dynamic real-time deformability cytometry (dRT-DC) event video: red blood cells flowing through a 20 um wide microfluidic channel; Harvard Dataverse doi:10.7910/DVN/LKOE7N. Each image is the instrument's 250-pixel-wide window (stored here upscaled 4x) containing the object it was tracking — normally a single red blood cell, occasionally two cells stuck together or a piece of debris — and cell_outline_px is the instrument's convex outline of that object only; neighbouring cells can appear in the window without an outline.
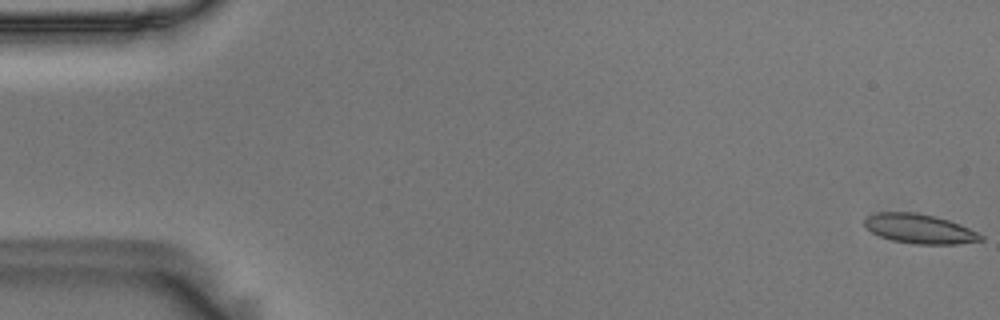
{"species": "Egyptian fruit bat (a non-hibernating species)", "species_latin": "Rousettus aegyptiacus", "temperature_condition": "room temperature", "stored_images_in_passage": 57, "camera_frame_rate_fps": 3000, "um_per_image_px": 0.085, "animal": {"sex": "male"}, "frame": {"image": 1, "passage_image": 1, "time_ms": 0.0, "image_size_px": [1000, 320], "cell_outline_px": [[984, 240], [956, 244], [916, 244], [892, 240], [880, 236], [864, 228], [864, 220], [868, 216], [876, 212], [916, 212], [948, 220], [960, 224], [984, 236]], "centroid_in_image_um": [78.13, 19.45], "position_along_channel_um": 6.9, "area_um2": 19.88}}
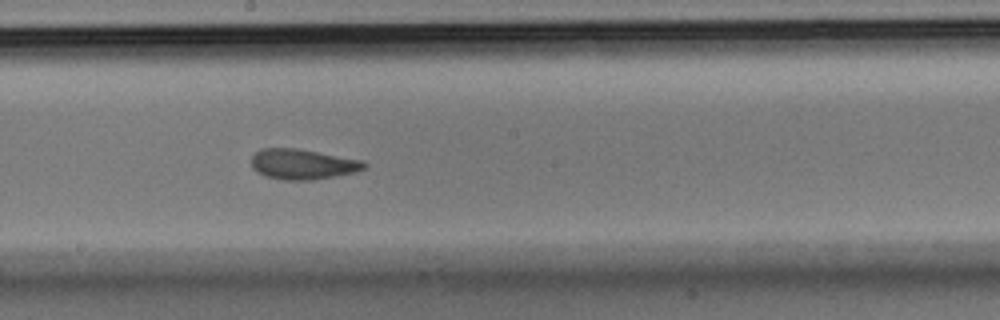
{"frame": {"image": 2, "passage_image": 31, "time_ms": 10.0, "image_size_px": [1000, 320], "cell_outline_px": [[368, 164], [364, 168], [356, 172], [312, 180], [284, 180], [264, 176], [256, 172], [252, 168], [252, 156], [260, 148], [296, 148], [364, 160]], "centroid_in_image_um": [25.72, 13.95], "position_along_channel_um": 222.5, "area_um2": 20.06}}
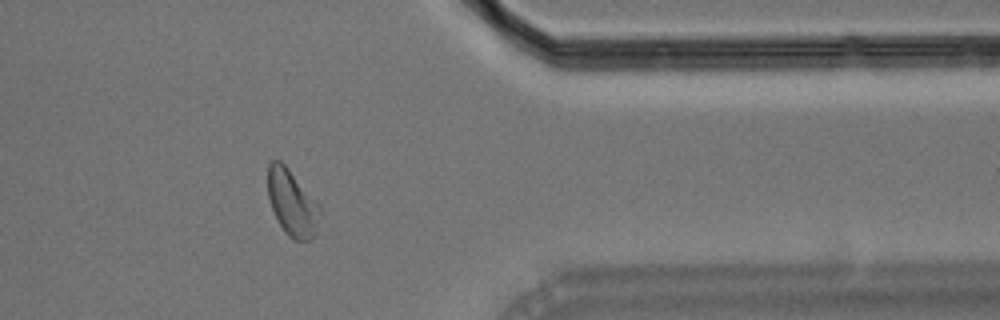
{"frame": {"image": 3, "passage_image": 46, "time_ms": 15.0, "image_size_px": [1000, 320], "cell_outline_px": [[320, 212], [316, 232], [312, 240], [292, 240], [284, 232], [272, 208], [268, 196], [268, 164], [272, 160], [280, 160], [288, 168], [320, 204]], "centroid_in_image_um": [24.84, 17.25], "position_along_channel_um": 386.6, "area_um2": 20.06}, "authors_computed_cell_mechanics": {"area_um2": 20.0566, "velocity_mm_per_s": 3.5909, "shape_relaxation_time_tau1_ms": 6.8849, "shape_relaxation_time_tau2_ms": 2.1364, "deformation_change_tau1": 0.1774, "deformation_change_tau2": 0.0637}}